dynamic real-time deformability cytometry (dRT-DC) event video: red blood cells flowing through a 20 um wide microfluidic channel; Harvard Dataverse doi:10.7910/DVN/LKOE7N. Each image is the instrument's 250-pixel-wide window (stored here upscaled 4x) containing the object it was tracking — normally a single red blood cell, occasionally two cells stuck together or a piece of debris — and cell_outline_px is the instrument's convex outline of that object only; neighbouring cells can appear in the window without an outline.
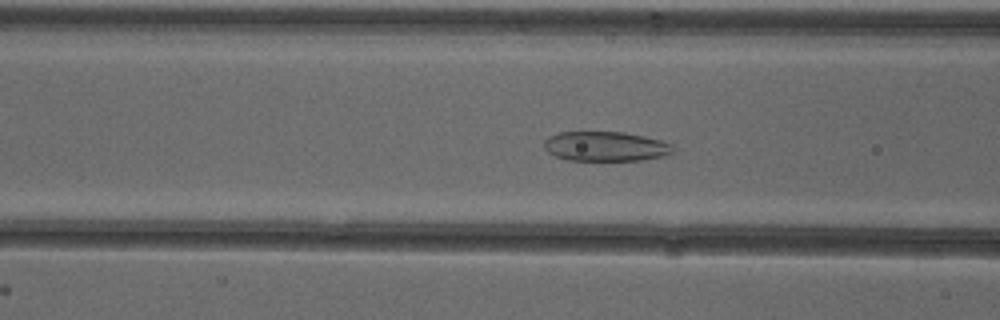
{"species": "common noctule bat (a hibernating species)", "species_latin": "Nyctalus noctula", "temperature_condition": "cold", "stored_images_in_passage": 54, "camera_frame_rate_fps": 3000, "um_per_image_px": 0.085, "animal": {"sex": "female"}, "frame": {"image": 1, "passage_image": 21, "time_ms": 6.667, "image_size_px": [1000, 320], "cell_outline_px": [[676, 148], [672, 152], [664, 156], [640, 160], [568, 160], [556, 156], [548, 152], [544, 148], [544, 140], [560, 132], [624, 132], [644, 136], [660, 140], [672, 144]], "centroid_in_image_um": [51.5, 12.44], "position_along_channel_um": 115.1, "area_um2": 22.2}}
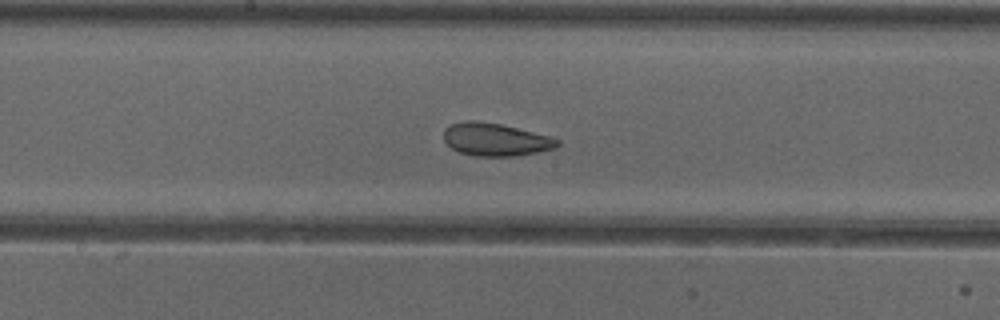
{"frame": {"image": 2, "passage_image": 28, "time_ms": 9.0, "image_size_px": [1000, 320], "cell_outline_px": [[560, 144], [556, 148], [516, 156], [476, 156], [460, 152], [452, 148], [444, 140], [444, 128], [452, 124], [464, 120], [476, 120], [500, 124], [552, 136], [560, 140]], "centroid_in_image_um": [42.14, 11.85], "position_along_channel_um": 206.1, "area_um2": 21.79}}
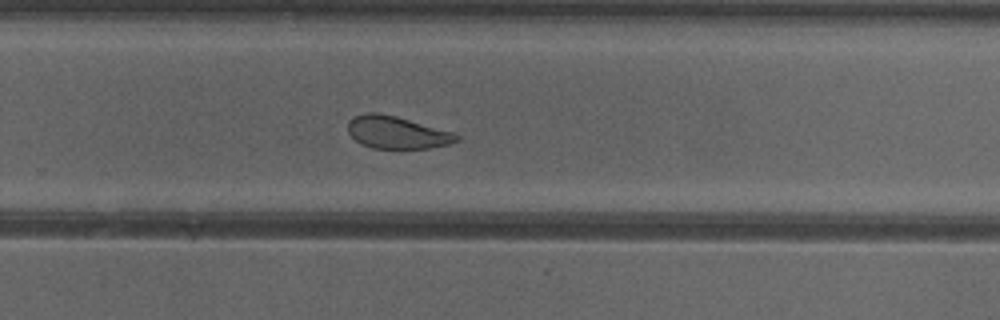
{"frame": {"image": 3, "passage_image": 35, "time_ms": 11.333, "image_size_px": [1000, 320], "cell_outline_px": [[460, 140], [448, 144], [428, 148], [372, 148], [360, 144], [348, 132], [348, 120], [352, 116], [364, 112], [376, 112], [396, 116], [452, 132], [460, 136]], "centroid_in_image_um": [33.69, 11.24], "position_along_channel_um": 296.1, "area_um2": 20.52}, "authors_computed_cell_mechanics": {"area_um2": 24.8829, "velocity_mm_per_s": 3.8764, "shape_relaxation_time_tau1_ms": null, "shape_relaxation_time_tau2_ms": 1.5973, "deformation_change_tau1": null, "deformation_change_tau2": 0.0857}}